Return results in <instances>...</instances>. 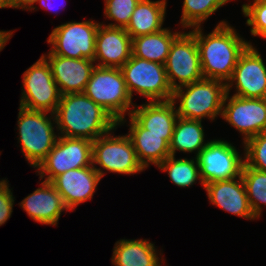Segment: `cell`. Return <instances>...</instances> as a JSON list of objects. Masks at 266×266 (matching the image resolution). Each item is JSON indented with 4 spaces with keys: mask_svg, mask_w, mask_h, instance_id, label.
I'll use <instances>...</instances> for the list:
<instances>
[{
    "mask_svg": "<svg viewBox=\"0 0 266 266\" xmlns=\"http://www.w3.org/2000/svg\"><path fill=\"white\" fill-rule=\"evenodd\" d=\"M202 27H194L199 50L203 78L219 80L227 84L231 79L240 54L250 42L245 41L236 29L222 20L209 34H204Z\"/></svg>",
    "mask_w": 266,
    "mask_h": 266,
    "instance_id": "6da1fadb",
    "label": "cell"
},
{
    "mask_svg": "<svg viewBox=\"0 0 266 266\" xmlns=\"http://www.w3.org/2000/svg\"><path fill=\"white\" fill-rule=\"evenodd\" d=\"M58 136L94 141L115 130L118 122L84 93L61 96L54 113Z\"/></svg>",
    "mask_w": 266,
    "mask_h": 266,
    "instance_id": "7a4b0ae2",
    "label": "cell"
},
{
    "mask_svg": "<svg viewBox=\"0 0 266 266\" xmlns=\"http://www.w3.org/2000/svg\"><path fill=\"white\" fill-rule=\"evenodd\" d=\"M83 93L108 111L120 126L126 122V112L129 116L135 107L120 68L95 66Z\"/></svg>",
    "mask_w": 266,
    "mask_h": 266,
    "instance_id": "3957f363",
    "label": "cell"
},
{
    "mask_svg": "<svg viewBox=\"0 0 266 266\" xmlns=\"http://www.w3.org/2000/svg\"><path fill=\"white\" fill-rule=\"evenodd\" d=\"M184 88V89H183ZM226 84L219 80L205 79L179 87L173 91L172 101L179 118L215 120L222 115Z\"/></svg>",
    "mask_w": 266,
    "mask_h": 266,
    "instance_id": "277c9868",
    "label": "cell"
},
{
    "mask_svg": "<svg viewBox=\"0 0 266 266\" xmlns=\"http://www.w3.org/2000/svg\"><path fill=\"white\" fill-rule=\"evenodd\" d=\"M48 113L19 107L18 141L21 144L24 157L35 169L53 149L58 138L54 132V127H57L55 126V115L50 113L51 116L48 115L47 117Z\"/></svg>",
    "mask_w": 266,
    "mask_h": 266,
    "instance_id": "5b68a950",
    "label": "cell"
},
{
    "mask_svg": "<svg viewBox=\"0 0 266 266\" xmlns=\"http://www.w3.org/2000/svg\"><path fill=\"white\" fill-rule=\"evenodd\" d=\"M120 70L131 98L136 92L147 102L172 100L173 89L163 64L131 55Z\"/></svg>",
    "mask_w": 266,
    "mask_h": 266,
    "instance_id": "8992f818",
    "label": "cell"
},
{
    "mask_svg": "<svg viewBox=\"0 0 266 266\" xmlns=\"http://www.w3.org/2000/svg\"><path fill=\"white\" fill-rule=\"evenodd\" d=\"M112 133L113 130L92 143V165L101 178L106 171L126 175L144 171L130 137L127 134L113 136ZM96 164L100 167L97 168Z\"/></svg>",
    "mask_w": 266,
    "mask_h": 266,
    "instance_id": "52a82bcc",
    "label": "cell"
},
{
    "mask_svg": "<svg viewBox=\"0 0 266 266\" xmlns=\"http://www.w3.org/2000/svg\"><path fill=\"white\" fill-rule=\"evenodd\" d=\"M21 107L55 113L62 94L52 76L50 64L41 56L23 73Z\"/></svg>",
    "mask_w": 266,
    "mask_h": 266,
    "instance_id": "ba28073f",
    "label": "cell"
},
{
    "mask_svg": "<svg viewBox=\"0 0 266 266\" xmlns=\"http://www.w3.org/2000/svg\"><path fill=\"white\" fill-rule=\"evenodd\" d=\"M99 24L89 19L56 26L47 39L48 44L52 45L50 52L67 58L94 61Z\"/></svg>",
    "mask_w": 266,
    "mask_h": 266,
    "instance_id": "9c48e42d",
    "label": "cell"
},
{
    "mask_svg": "<svg viewBox=\"0 0 266 266\" xmlns=\"http://www.w3.org/2000/svg\"><path fill=\"white\" fill-rule=\"evenodd\" d=\"M93 141L58 136L53 149L36 168L40 180L51 182L66 171L92 165Z\"/></svg>",
    "mask_w": 266,
    "mask_h": 266,
    "instance_id": "30bf717a",
    "label": "cell"
},
{
    "mask_svg": "<svg viewBox=\"0 0 266 266\" xmlns=\"http://www.w3.org/2000/svg\"><path fill=\"white\" fill-rule=\"evenodd\" d=\"M238 151L233 144L222 139L207 141L197 156L202 183L241 177L245 157H241Z\"/></svg>",
    "mask_w": 266,
    "mask_h": 266,
    "instance_id": "8fae6325",
    "label": "cell"
},
{
    "mask_svg": "<svg viewBox=\"0 0 266 266\" xmlns=\"http://www.w3.org/2000/svg\"><path fill=\"white\" fill-rule=\"evenodd\" d=\"M164 67L173 91L203 79L199 50L191 31L181 32L174 39Z\"/></svg>",
    "mask_w": 266,
    "mask_h": 266,
    "instance_id": "7c38bea8",
    "label": "cell"
},
{
    "mask_svg": "<svg viewBox=\"0 0 266 266\" xmlns=\"http://www.w3.org/2000/svg\"><path fill=\"white\" fill-rule=\"evenodd\" d=\"M229 94H225L221 118L243 134V144L251 137L266 132V98H243Z\"/></svg>",
    "mask_w": 266,
    "mask_h": 266,
    "instance_id": "4fadbf2b",
    "label": "cell"
},
{
    "mask_svg": "<svg viewBox=\"0 0 266 266\" xmlns=\"http://www.w3.org/2000/svg\"><path fill=\"white\" fill-rule=\"evenodd\" d=\"M235 83V84H234ZM234 86V96L243 98H266V66L261 54L252 44L240 54L226 93Z\"/></svg>",
    "mask_w": 266,
    "mask_h": 266,
    "instance_id": "5bb4252c",
    "label": "cell"
},
{
    "mask_svg": "<svg viewBox=\"0 0 266 266\" xmlns=\"http://www.w3.org/2000/svg\"><path fill=\"white\" fill-rule=\"evenodd\" d=\"M101 176L93 165L72 169L55 177L51 183L62 196L63 202L69 211L91 200Z\"/></svg>",
    "mask_w": 266,
    "mask_h": 266,
    "instance_id": "9a60e30c",
    "label": "cell"
},
{
    "mask_svg": "<svg viewBox=\"0 0 266 266\" xmlns=\"http://www.w3.org/2000/svg\"><path fill=\"white\" fill-rule=\"evenodd\" d=\"M132 55V38L125 28L99 24L94 62L98 67L121 68Z\"/></svg>",
    "mask_w": 266,
    "mask_h": 266,
    "instance_id": "2e32d148",
    "label": "cell"
},
{
    "mask_svg": "<svg viewBox=\"0 0 266 266\" xmlns=\"http://www.w3.org/2000/svg\"><path fill=\"white\" fill-rule=\"evenodd\" d=\"M42 56L50 64L52 76L62 95L84 92L96 66L94 61L58 56L50 51Z\"/></svg>",
    "mask_w": 266,
    "mask_h": 266,
    "instance_id": "e0dca14e",
    "label": "cell"
},
{
    "mask_svg": "<svg viewBox=\"0 0 266 266\" xmlns=\"http://www.w3.org/2000/svg\"><path fill=\"white\" fill-rule=\"evenodd\" d=\"M209 202L233 215L256 220L246 194L242 177L215 181L204 185Z\"/></svg>",
    "mask_w": 266,
    "mask_h": 266,
    "instance_id": "ac0fdd59",
    "label": "cell"
},
{
    "mask_svg": "<svg viewBox=\"0 0 266 266\" xmlns=\"http://www.w3.org/2000/svg\"><path fill=\"white\" fill-rule=\"evenodd\" d=\"M40 185L41 187L25 197L19 205L35 222L57 226L61 213L69 210L51 182L43 181Z\"/></svg>",
    "mask_w": 266,
    "mask_h": 266,
    "instance_id": "d6986e66",
    "label": "cell"
},
{
    "mask_svg": "<svg viewBox=\"0 0 266 266\" xmlns=\"http://www.w3.org/2000/svg\"><path fill=\"white\" fill-rule=\"evenodd\" d=\"M129 133L127 134L134 146L139 162L144 168L149 164L158 166L170 154L172 135H155L146 133L144 129L131 115Z\"/></svg>",
    "mask_w": 266,
    "mask_h": 266,
    "instance_id": "ffe728a7",
    "label": "cell"
},
{
    "mask_svg": "<svg viewBox=\"0 0 266 266\" xmlns=\"http://www.w3.org/2000/svg\"><path fill=\"white\" fill-rule=\"evenodd\" d=\"M177 105L172 101H154L135 105L131 116L144 128L146 133L172 135L178 119Z\"/></svg>",
    "mask_w": 266,
    "mask_h": 266,
    "instance_id": "44dd1931",
    "label": "cell"
},
{
    "mask_svg": "<svg viewBox=\"0 0 266 266\" xmlns=\"http://www.w3.org/2000/svg\"><path fill=\"white\" fill-rule=\"evenodd\" d=\"M154 244L146 239H120L115 243L111 262L114 266H162Z\"/></svg>",
    "mask_w": 266,
    "mask_h": 266,
    "instance_id": "7402d4cb",
    "label": "cell"
},
{
    "mask_svg": "<svg viewBox=\"0 0 266 266\" xmlns=\"http://www.w3.org/2000/svg\"><path fill=\"white\" fill-rule=\"evenodd\" d=\"M166 7V0H140L125 30L131 38H135L165 29L162 25L165 21Z\"/></svg>",
    "mask_w": 266,
    "mask_h": 266,
    "instance_id": "603a6c76",
    "label": "cell"
},
{
    "mask_svg": "<svg viewBox=\"0 0 266 266\" xmlns=\"http://www.w3.org/2000/svg\"><path fill=\"white\" fill-rule=\"evenodd\" d=\"M181 32H173L168 28L155 33L132 38V55L164 65L174 39Z\"/></svg>",
    "mask_w": 266,
    "mask_h": 266,
    "instance_id": "cb8c5ba5",
    "label": "cell"
},
{
    "mask_svg": "<svg viewBox=\"0 0 266 266\" xmlns=\"http://www.w3.org/2000/svg\"><path fill=\"white\" fill-rule=\"evenodd\" d=\"M204 134L201 120L178 117L170 143V154L175 156L176 151L183 153L196 151L195 157H197L207 145V142L204 141Z\"/></svg>",
    "mask_w": 266,
    "mask_h": 266,
    "instance_id": "d4e9b609",
    "label": "cell"
},
{
    "mask_svg": "<svg viewBox=\"0 0 266 266\" xmlns=\"http://www.w3.org/2000/svg\"><path fill=\"white\" fill-rule=\"evenodd\" d=\"M157 167L164 172H168L170 180L178 187H190L196 183L197 179L200 180V184L204 187L200 177L197 157L194 159H176L175 156L170 155Z\"/></svg>",
    "mask_w": 266,
    "mask_h": 266,
    "instance_id": "484cf974",
    "label": "cell"
},
{
    "mask_svg": "<svg viewBox=\"0 0 266 266\" xmlns=\"http://www.w3.org/2000/svg\"><path fill=\"white\" fill-rule=\"evenodd\" d=\"M241 177L250 207L258 219L262 215V205H266V172L256 170L245 163Z\"/></svg>",
    "mask_w": 266,
    "mask_h": 266,
    "instance_id": "4316f807",
    "label": "cell"
},
{
    "mask_svg": "<svg viewBox=\"0 0 266 266\" xmlns=\"http://www.w3.org/2000/svg\"><path fill=\"white\" fill-rule=\"evenodd\" d=\"M231 0H184L181 25L183 28H194L208 19L220 7Z\"/></svg>",
    "mask_w": 266,
    "mask_h": 266,
    "instance_id": "83f0119b",
    "label": "cell"
},
{
    "mask_svg": "<svg viewBox=\"0 0 266 266\" xmlns=\"http://www.w3.org/2000/svg\"><path fill=\"white\" fill-rule=\"evenodd\" d=\"M140 0H104V16L114 23L107 26L126 28ZM117 22V23H116Z\"/></svg>",
    "mask_w": 266,
    "mask_h": 266,
    "instance_id": "f1b7e54d",
    "label": "cell"
},
{
    "mask_svg": "<svg viewBox=\"0 0 266 266\" xmlns=\"http://www.w3.org/2000/svg\"><path fill=\"white\" fill-rule=\"evenodd\" d=\"M243 145L245 163L256 170L266 172V132L251 137Z\"/></svg>",
    "mask_w": 266,
    "mask_h": 266,
    "instance_id": "f546056e",
    "label": "cell"
},
{
    "mask_svg": "<svg viewBox=\"0 0 266 266\" xmlns=\"http://www.w3.org/2000/svg\"><path fill=\"white\" fill-rule=\"evenodd\" d=\"M242 13L247 26H250L251 35L266 39V0H253L251 4L242 5Z\"/></svg>",
    "mask_w": 266,
    "mask_h": 266,
    "instance_id": "4dcf8cb0",
    "label": "cell"
},
{
    "mask_svg": "<svg viewBox=\"0 0 266 266\" xmlns=\"http://www.w3.org/2000/svg\"><path fill=\"white\" fill-rule=\"evenodd\" d=\"M8 181L0 186V226L5 224L13 212L14 198Z\"/></svg>",
    "mask_w": 266,
    "mask_h": 266,
    "instance_id": "1f68e13d",
    "label": "cell"
},
{
    "mask_svg": "<svg viewBox=\"0 0 266 266\" xmlns=\"http://www.w3.org/2000/svg\"><path fill=\"white\" fill-rule=\"evenodd\" d=\"M36 0H10L11 8H21L22 10H37V7H34Z\"/></svg>",
    "mask_w": 266,
    "mask_h": 266,
    "instance_id": "d6a6232c",
    "label": "cell"
},
{
    "mask_svg": "<svg viewBox=\"0 0 266 266\" xmlns=\"http://www.w3.org/2000/svg\"><path fill=\"white\" fill-rule=\"evenodd\" d=\"M56 0H36L35 1V3H39L40 5H41V7L43 8V9H46V10H50V11H52V10H54L55 9V7H56V4L54 5L53 3L55 2ZM63 3V2H62ZM62 3L60 4L61 6H62ZM58 4V3H57ZM59 5V6H60ZM58 6V5H57ZM58 6V7H59ZM64 6V5H63ZM62 6V7H63ZM53 12V11H52ZM55 12H56V14L58 13L56 10H55Z\"/></svg>",
    "mask_w": 266,
    "mask_h": 266,
    "instance_id": "836d02e7",
    "label": "cell"
},
{
    "mask_svg": "<svg viewBox=\"0 0 266 266\" xmlns=\"http://www.w3.org/2000/svg\"><path fill=\"white\" fill-rule=\"evenodd\" d=\"M12 30L11 31H1L0 30V51L4 49L5 45L12 37Z\"/></svg>",
    "mask_w": 266,
    "mask_h": 266,
    "instance_id": "e575fe53",
    "label": "cell"
},
{
    "mask_svg": "<svg viewBox=\"0 0 266 266\" xmlns=\"http://www.w3.org/2000/svg\"><path fill=\"white\" fill-rule=\"evenodd\" d=\"M1 8H11L10 0H0V9Z\"/></svg>",
    "mask_w": 266,
    "mask_h": 266,
    "instance_id": "d590c367",
    "label": "cell"
},
{
    "mask_svg": "<svg viewBox=\"0 0 266 266\" xmlns=\"http://www.w3.org/2000/svg\"><path fill=\"white\" fill-rule=\"evenodd\" d=\"M5 181H6L5 179H2V180L0 181V186H1Z\"/></svg>",
    "mask_w": 266,
    "mask_h": 266,
    "instance_id": "8d00e7d4",
    "label": "cell"
}]
</instances>
